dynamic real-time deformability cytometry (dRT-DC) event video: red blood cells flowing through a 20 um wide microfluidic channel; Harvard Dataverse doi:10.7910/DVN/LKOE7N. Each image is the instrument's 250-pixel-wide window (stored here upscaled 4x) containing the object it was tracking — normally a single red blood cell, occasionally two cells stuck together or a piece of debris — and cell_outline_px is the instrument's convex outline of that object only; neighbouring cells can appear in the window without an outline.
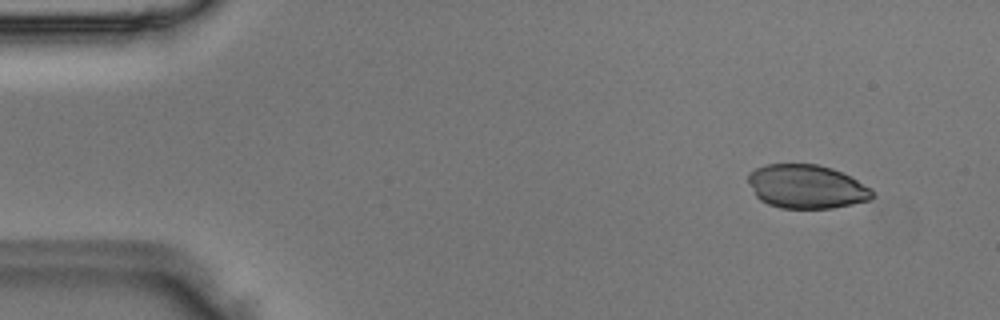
{"species": "Egyptian fruit bat (a non-hibernating species)", "species_latin": "Rousettus aegyptiacus", "temperature_condition": "room temperature", "stored_images_in_passage": 6, "camera_frame_rate_fps": 3000, "um_per_image_px": 0.085, "animal": {"sex": "male"}, "frame": {"image": 1, "passage_image": 2, "time_ms": 0.333, "image_size_px": [1000, 320], "cell_outline_px": [[876, 196], [868, 200], [852, 204], [832, 208], [780, 208], [768, 204], [760, 200], [756, 196], [748, 180], [748, 172], [764, 164], [816, 164], [832, 168], [872, 188]], "centroid_in_image_um": [68.55, 15.86], "position_along_channel_um": 16.5, "area_um2": 31.62}}